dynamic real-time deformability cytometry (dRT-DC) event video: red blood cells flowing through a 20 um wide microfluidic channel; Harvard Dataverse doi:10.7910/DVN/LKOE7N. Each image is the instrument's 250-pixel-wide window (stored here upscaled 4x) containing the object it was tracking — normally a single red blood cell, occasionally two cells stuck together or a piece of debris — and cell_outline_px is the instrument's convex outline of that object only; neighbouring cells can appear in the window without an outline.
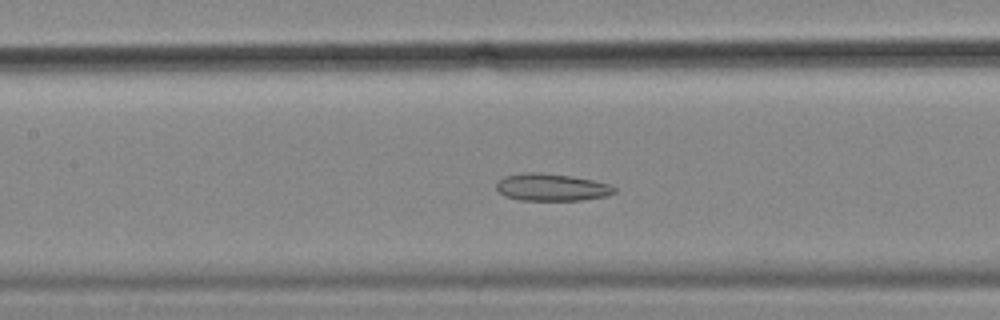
{"species": "common noctule bat (a hibernating species)", "species_latin": "Nyctalus noctula", "temperature_condition": "cold", "stored_images_in_passage": 46, "camera_frame_rate_fps": 3000, "um_per_image_px": 0.085, "animal": {"sex": "female", "body_mass_g": 18.4}, "frame": {"image": 1, "passage_image": 14, "time_ms": 4.333, "image_size_px": [1000, 320], "cell_outline_px": [[616, 192], [608, 196], [580, 200], [520, 200], [504, 196], [496, 188], [496, 180], [504, 176], [524, 172], [540, 172], [572, 176], [592, 180], [608, 184], [616, 188]], "centroid_in_image_um": [46.85, 15.91], "position_along_channel_um": 160.5, "area_um2": 18.9}, "authors_computed_cell_mechanics": {"area_um2": 20.3745, "velocity_mm_per_s": 3.5528, "shape_relaxation_time_tau1_ms": null, "shape_relaxation_time_tau2_ms": 7.056, "deformation_change_tau1": null, "deformation_change_tau2": 0.1442}}